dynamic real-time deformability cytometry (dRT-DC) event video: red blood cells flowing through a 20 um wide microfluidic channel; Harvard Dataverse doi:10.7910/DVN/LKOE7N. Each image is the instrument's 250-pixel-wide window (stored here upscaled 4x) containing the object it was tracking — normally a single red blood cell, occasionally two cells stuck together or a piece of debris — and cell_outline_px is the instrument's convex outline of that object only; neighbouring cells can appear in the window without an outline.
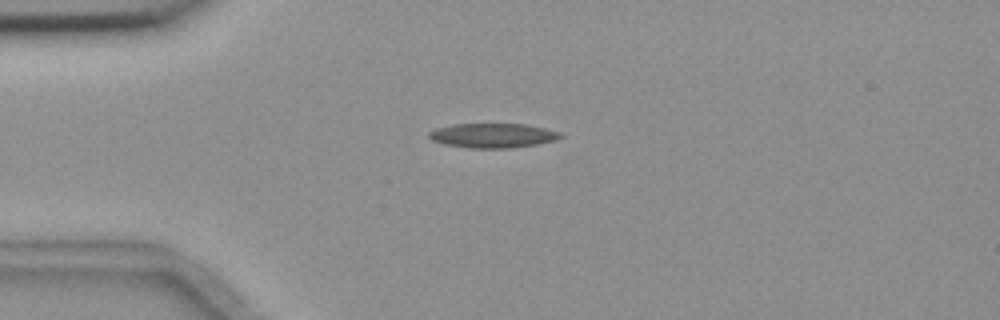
{"species": "common noctule bat (a hibernating species)", "species_latin": "Nyctalus noctula", "temperature_condition": "room temperature", "stored_images_in_passage": 5, "camera_frame_rate_fps": 3000, "um_per_image_px": 0.085, "animal": {"sex": "female", "body_mass_g": 18.4}, "frame": {"image": 1, "passage_image": 3, "time_ms": 3.667, "image_size_px": [1000, 320], "cell_outline_px": [[564, 136], [556, 140], [536, 144], [512, 148], [468, 148], [444, 144], [432, 140], [428, 136], [428, 132], [436, 128], [452, 124], [528, 124], [560, 132]], "centroid_in_image_um": [41.88, 11.52], "position_along_channel_um": 43.1, "area_um2": 18.84}}